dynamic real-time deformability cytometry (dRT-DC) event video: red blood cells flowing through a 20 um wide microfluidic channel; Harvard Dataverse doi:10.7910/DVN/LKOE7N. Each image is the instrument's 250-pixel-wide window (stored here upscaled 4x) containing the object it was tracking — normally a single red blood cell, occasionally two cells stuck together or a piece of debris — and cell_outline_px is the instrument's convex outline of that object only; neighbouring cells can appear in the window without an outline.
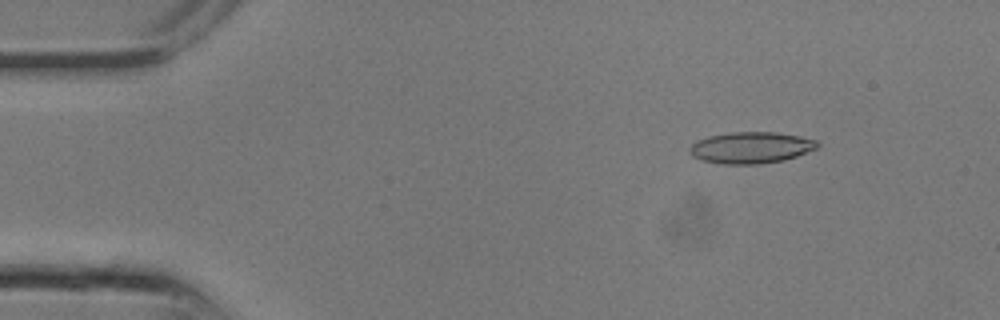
{"species": "common noctule bat (a hibernating species)", "species_latin": "Nyctalus noctula", "temperature_condition": "room temperature", "stored_images_in_passage": 9, "camera_frame_rate_fps": 3000, "um_per_image_px": 0.085, "animal": {"sex": "male", "body_mass_g": 13.3}, "frame": {"image": 1, "passage_image": 3, "time_ms": 0.667, "image_size_px": [1000, 320], "cell_outline_px": [[820, 144], [816, 148], [796, 156], [784, 160], [760, 164], [724, 164], [700, 160], [692, 156], [688, 152], [688, 148], [696, 140], [708, 136], [732, 132], [776, 132], [800, 136], [816, 140]], "centroid_in_image_um": [63.79, 12.55], "position_along_channel_um": 21.2, "area_um2": 23.52}}
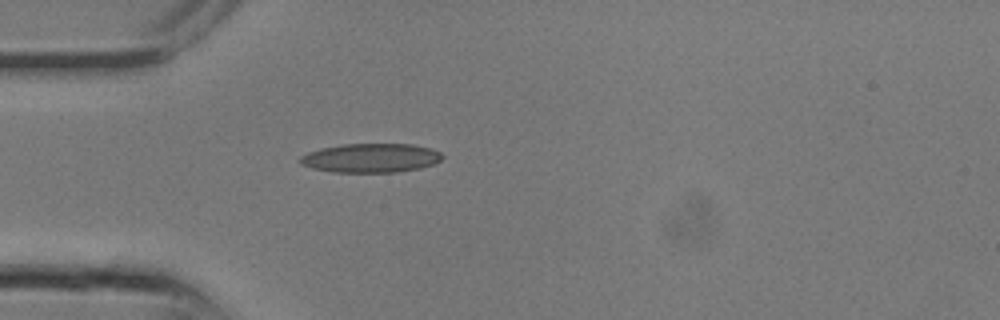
{"frame": {"image": 2, "passage_image": 7, "time_ms": 2.0, "image_size_px": [1000, 320], "cell_outline_px": [[444, 156], [440, 160], [432, 164], [420, 168], [396, 172], [332, 172], [312, 168], [300, 164], [300, 156], [308, 152], [320, 148], [344, 144], [412, 144], [428, 148], [440, 152]], "centroid_in_image_um": [31.49, 13.43], "position_along_channel_um": 53.5, "area_um2": 23.99}}
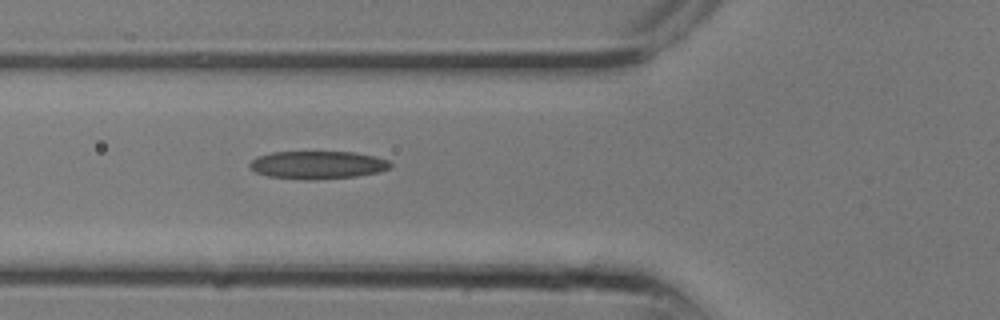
{"frame": {"image": 3, "passage_image": 9, "time_ms": 2.667, "image_size_px": [1000, 320], "cell_outline_px": [[392, 168], [380, 172], [356, 176], [312, 180], [304, 180], [268, 176], [256, 172], [248, 164], [256, 156], [272, 152], [356, 152], [376, 156], [388, 160], [392, 164]], "centroid_in_image_um": [27.03, 14.02], "position_along_channel_um": 98.8, "area_um2": 23.06}}